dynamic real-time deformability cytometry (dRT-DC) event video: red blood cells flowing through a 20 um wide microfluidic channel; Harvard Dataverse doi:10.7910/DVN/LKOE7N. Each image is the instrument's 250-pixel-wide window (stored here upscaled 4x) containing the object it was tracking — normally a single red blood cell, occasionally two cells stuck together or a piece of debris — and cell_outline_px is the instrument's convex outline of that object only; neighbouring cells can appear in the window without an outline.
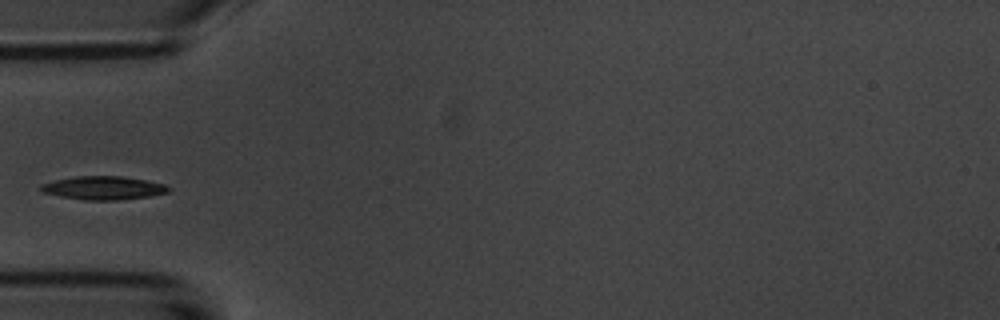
{"species": "common noctule bat (a hibernating species)", "species_latin": "Nyctalus noctula", "temperature_condition": "room temperature", "stored_images_in_passage": 9, "camera_frame_rate_fps": 3000, "um_per_image_px": 0.085, "animal": {"sex": "male", "body_mass_g": 20.1, "forearm_length_mm": 53.5}, "frame": {"image": 1, "passage_image": 6, "time_ms": 6.667, "image_size_px": [1000, 320], "cell_outline_px": [[172, 188], [168, 192], [148, 196], [120, 200], [84, 200], [60, 196], [44, 192], [40, 188], [40, 184], [56, 180], [76, 176], [120, 176], [144, 180], [164, 184]], "centroid_in_image_um": [8.79, 15.97], "position_along_channel_um": 76.2, "area_um2": 17.22}}
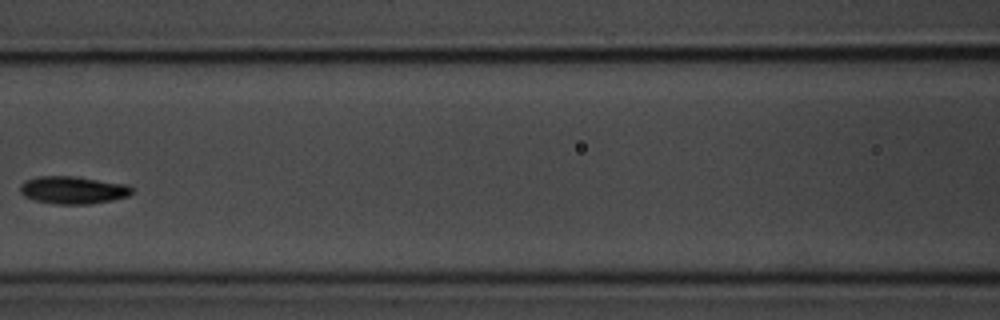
{"frame": {"image": 2, "passage_image": 8, "time_ms": 9.0, "image_size_px": [1000, 320], "cell_outline_px": [[132, 192], [128, 196], [112, 200], [88, 204], [56, 204], [36, 200], [24, 196], [20, 192], [20, 184], [24, 180], [36, 176], [76, 176], [128, 184], [132, 188]], "centroid_in_image_um": [6.19, 16.14], "position_along_channel_um": 160.4, "area_um2": 18.09}}
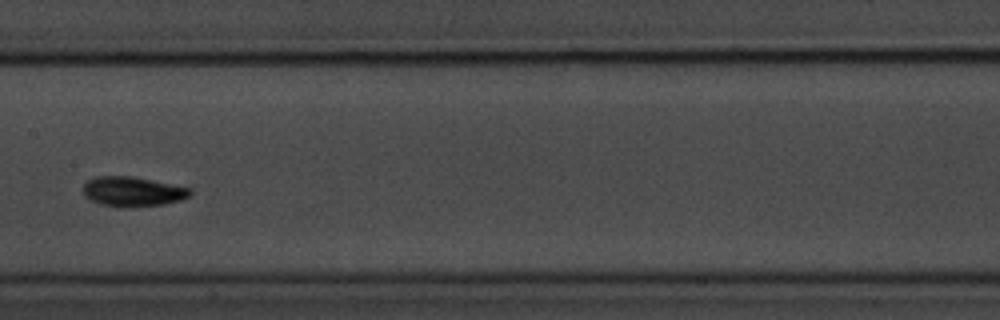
{"frame": {"image": 3, "passage_image": 9, "time_ms": 10.0, "image_size_px": [1000, 320], "cell_outline_px": [[192, 192], [188, 196], [180, 200], [164, 204], [128, 208], [100, 204], [84, 196], [84, 184], [88, 180], [96, 176], [132, 176], [192, 188]], "centroid_in_image_um": [11.28, 16.28], "position_along_channel_um": 196.1, "area_um2": 18.55}}